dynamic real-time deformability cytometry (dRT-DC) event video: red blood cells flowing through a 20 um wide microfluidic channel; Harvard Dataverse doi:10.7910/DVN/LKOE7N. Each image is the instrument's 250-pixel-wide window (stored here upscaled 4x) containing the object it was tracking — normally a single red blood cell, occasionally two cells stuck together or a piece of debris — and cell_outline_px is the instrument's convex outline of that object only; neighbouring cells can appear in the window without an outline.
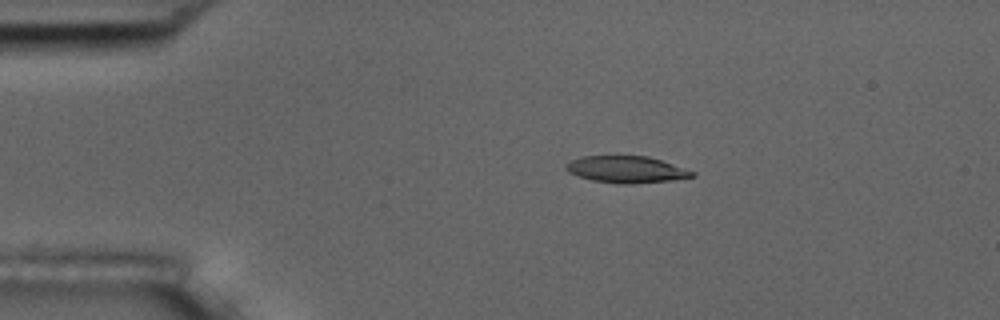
{"species": "common noctule bat (a hibernating species)", "species_latin": "Nyctalus noctula", "temperature_condition": "room temperature", "stored_images_in_passage": 5, "camera_frame_rate_fps": 3000, "um_per_image_px": 0.085, "animal": {"sex": "male", "body_mass_g": 17.5, "forearm_length_mm": 52.3}, "frame": {"image": 1, "passage_image": 2, "time_ms": 1.333, "image_size_px": [1000, 320], "cell_outline_px": [[696, 176], [672, 180], [632, 184], [616, 184], [592, 180], [568, 172], [564, 168], [564, 164], [572, 160], [584, 156], [648, 156], [696, 172]], "centroid_in_image_um": [53.23, 14.41], "position_along_channel_um": 31.8, "area_um2": 19.65}}
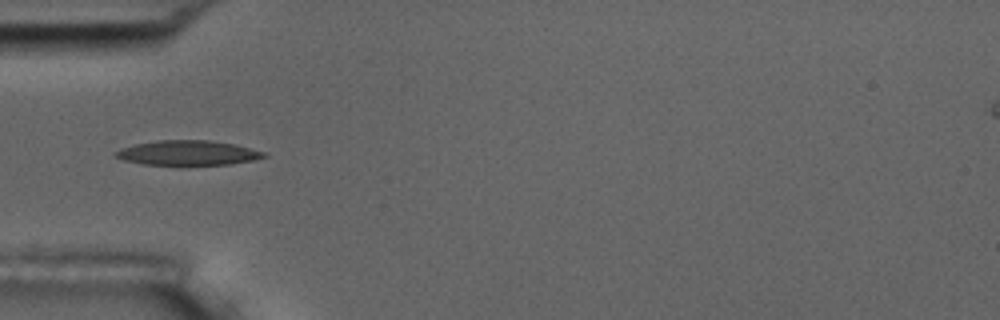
{"frame": {"image": 2, "passage_image": 4, "time_ms": 3.667, "image_size_px": [1000, 320], "cell_outline_px": [[268, 156], [252, 160], [232, 164], [180, 168], [144, 164], [124, 160], [112, 156], [112, 152], [120, 148], [136, 144], [160, 140], [208, 140], [236, 144], [268, 152]], "centroid_in_image_um": [15.97, 13.04], "position_along_channel_um": 69.0, "area_um2": 22.66}}